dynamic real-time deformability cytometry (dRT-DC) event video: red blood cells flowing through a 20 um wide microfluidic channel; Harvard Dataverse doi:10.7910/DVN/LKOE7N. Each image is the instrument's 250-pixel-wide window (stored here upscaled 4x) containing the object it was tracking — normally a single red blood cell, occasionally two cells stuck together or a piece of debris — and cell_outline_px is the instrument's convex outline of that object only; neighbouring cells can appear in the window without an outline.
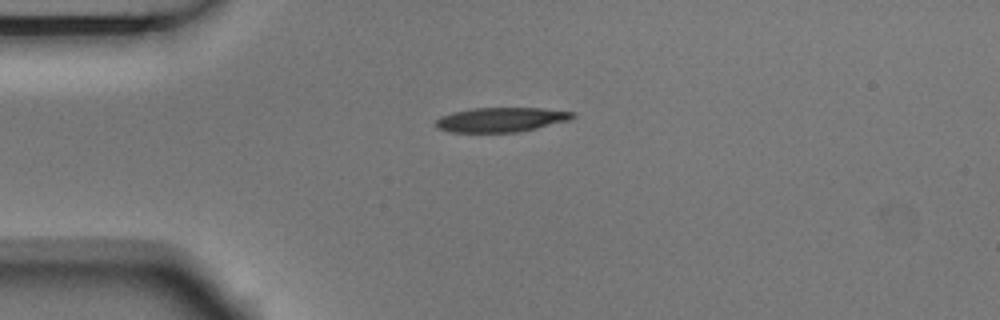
{"species": "Egyptian fruit bat (a non-hibernating species)", "species_latin": "Rousettus aegyptiacus", "temperature_condition": "room temperature", "stored_images_in_passage": 2, "camera_frame_rate_fps": 3000, "um_per_image_px": 0.085, "animal": {"sex": "male"}, "frame": {"image": 1, "passage_image": 2, "time_ms": 0.333, "image_size_px": [1000, 320], "cell_outline_px": [[576, 116], [568, 120], [536, 128], [516, 132], [448, 132], [436, 128], [436, 120], [440, 116], [452, 112], [472, 108], [540, 108], [576, 112]], "centroid_in_image_um": [42.56, 10.17], "position_along_channel_um": 42.4, "area_um2": 19.54}}